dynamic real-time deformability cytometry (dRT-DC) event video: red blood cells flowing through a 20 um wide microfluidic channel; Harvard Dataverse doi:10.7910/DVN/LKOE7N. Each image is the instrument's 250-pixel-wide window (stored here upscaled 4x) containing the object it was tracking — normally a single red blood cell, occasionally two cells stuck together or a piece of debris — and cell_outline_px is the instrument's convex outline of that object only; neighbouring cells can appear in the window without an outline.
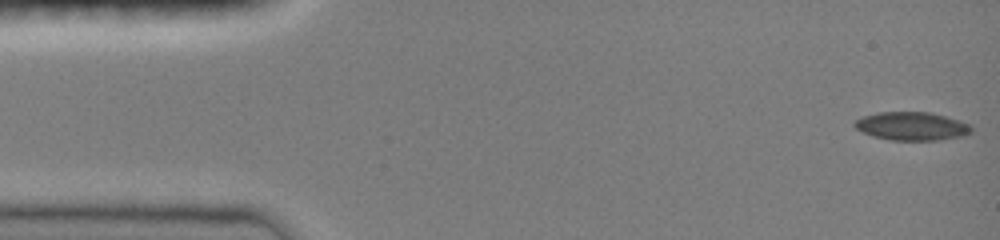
{"species": "common noctule bat (a hibernating species)", "species_latin": "Nyctalus noctula", "temperature_condition": "room temperature", "stored_images_in_passage": 15, "camera_frame_rate_fps": 3000, "um_per_image_px": 0.085, "animal": {"sex": "female", "body_mass_g": 19.0, "forearm_length_mm": 51.5}, "frame": {"image": 1, "passage_image": 1, "time_ms": 0.0, "image_size_px": [1000, 240], "cell_outline_px": [[972, 132], [964, 136], [940, 140], [892, 140], [872, 136], [856, 128], [852, 124], [856, 120], [864, 116], [876, 112], [932, 112], [968, 124], [972, 128]], "centroid_in_image_um": [77.5, 10.73], "position_along_channel_um": 7.5, "area_um2": 19.19}}
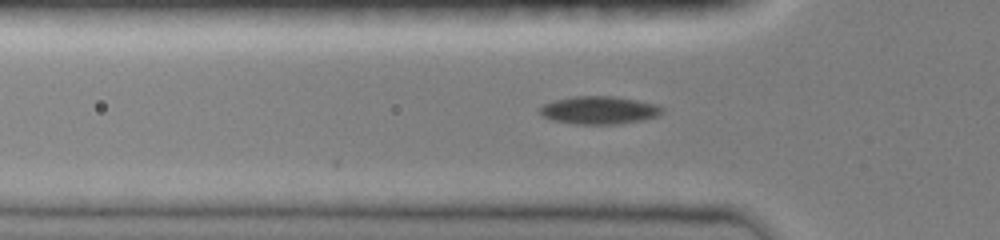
{"frame": {"image": 2, "passage_image": 15, "time_ms": 4.667, "image_size_px": [1000, 240], "cell_outline_px": [[664, 112], [660, 116], [644, 120], [616, 124], [576, 124], [552, 120], [544, 116], [540, 112], [540, 108], [544, 104], [556, 100], [572, 96], [616, 96], [656, 104], [664, 108]], "centroid_in_image_um": [50.99, 9.36], "position_along_channel_um": 74.8, "area_um2": 19.94}}